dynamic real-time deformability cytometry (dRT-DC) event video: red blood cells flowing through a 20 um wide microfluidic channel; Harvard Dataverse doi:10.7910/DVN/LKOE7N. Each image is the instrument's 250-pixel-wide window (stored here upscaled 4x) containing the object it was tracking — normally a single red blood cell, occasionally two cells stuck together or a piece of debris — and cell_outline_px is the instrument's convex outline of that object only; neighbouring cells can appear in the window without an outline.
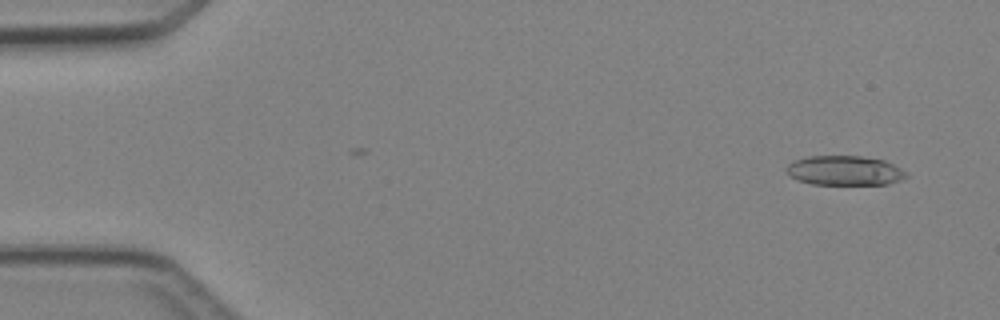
{"species": "Egyptian fruit bat (a non-hibernating species)", "species_latin": "Rousettus aegyptiacus", "temperature_condition": "cold", "stored_images_in_passage": 4, "camera_frame_rate_fps": 3000, "um_per_image_px": 0.085, "animal": {"sex": "female"}, "frame": {"image": 1, "passage_image": 1, "time_ms": 0.0, "image_size_px": [1000, 320], "cell_outline_px": [[908, 176], [900, 180], [888, 184], [812, 184], [800, 180], [792, 176], [788, 172], [788, 164], [796, 160], [808, 156], [860, 156], [884, 160], [908, 172]], "centroid_in_image_um": [71.85, 14.49], "position_along_channel_um": 13.1, "area_um2": 20.35}}
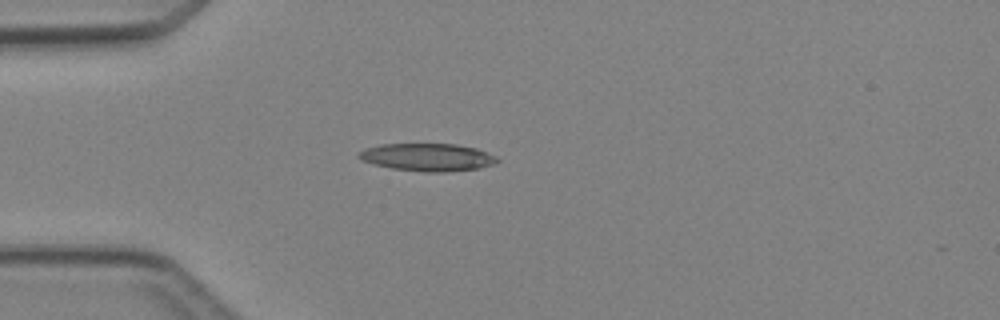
{"frame": {"image": 2, "passage_image": 3, "time_ms": 3.333, "image_size_px": [1000, 320], "cell_outline_px": [[500, 160], [496, 164], [480, 168], [444, 172], [424, 172], [392, 168], [372, 164], [360, 160], [356, 156], [364, 148], [380, 144], [456, 144], [476, 148], [496, 156]], "centroid_in_image_um": [36.33, 13.36], "position_along_channel_um": 48.7, "area_um2": 22.48}}